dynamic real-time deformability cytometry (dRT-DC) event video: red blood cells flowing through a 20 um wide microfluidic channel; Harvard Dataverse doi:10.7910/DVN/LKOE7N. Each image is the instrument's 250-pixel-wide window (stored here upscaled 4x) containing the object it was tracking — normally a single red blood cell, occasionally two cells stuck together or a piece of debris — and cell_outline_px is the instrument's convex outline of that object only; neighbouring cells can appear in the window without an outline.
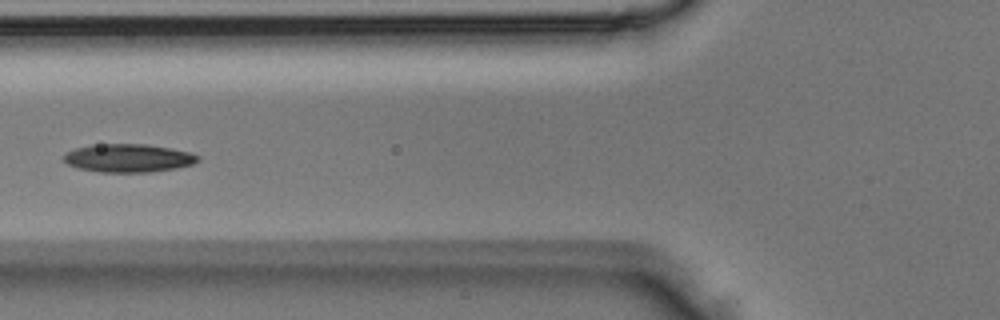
{"species": "Egyptian fruit bat (a non-hibernating species)", "species_latin": "Rousettus aegyptiacus", "temperature_condition": "room temperature", "stored_images_in_passage": 4, "camera_frame_rate_fps": 3000, "um_per_image_px": 0.085, "animal": {"sex": "male"}, "frame": {"image": 1, "passage_image": 4, "time_ms": 1.0, "image_size_px": [1000, 320], "cell_outline_px": [[200, 160], [192, 164], [176, 168], [148, 172], [100, 172], [80, 168], [68, 164], [64, 160], [64, 156], [68, 152], [76, 148], [92, 144], [148, 144], [172, 148], [188, 152], [200, 156]], "centroid_in_image_um": [10.94, 13.43], "position_along_channel_um": 114.9, "area_um2": 21.96}}